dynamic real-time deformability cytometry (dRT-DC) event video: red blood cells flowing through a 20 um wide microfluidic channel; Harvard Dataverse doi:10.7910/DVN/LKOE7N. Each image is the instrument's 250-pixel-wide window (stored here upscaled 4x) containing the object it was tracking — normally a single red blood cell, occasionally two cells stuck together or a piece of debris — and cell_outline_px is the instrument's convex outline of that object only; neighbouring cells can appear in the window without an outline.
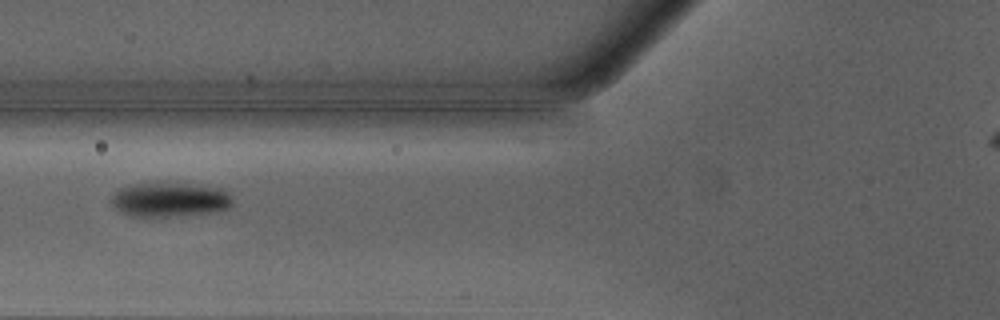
{"species": "Egyptian fruit bat (a non-hibernating species)", "species_latin": "Rousettus aegyptiacus", "temperature_condition": "warm", "stored_images_in_passage": 35, "camera_frame_rate_fps": 3000, "um_per_image_px": 0.085, "animal": {"sex": "male"}, "frame": {"image": 1, "passage_image": 10, "time_ms": 3.0, "image_size_px": [1000, 320], "cell_outline_px": [[232, 204], [228, 208], [216, 212], [172, 216], [128, 216], [120, 212], [112, 204], [112, 196], [120, 188], [128, 184], [152, 180], [172, 180], [200, 184], [224, 188], [228, 192], [232, 200]], "centroid_in_image_um": [14.44, 16.89], "position_along_channel_um": 111.4, "area_um2": 25.61}}
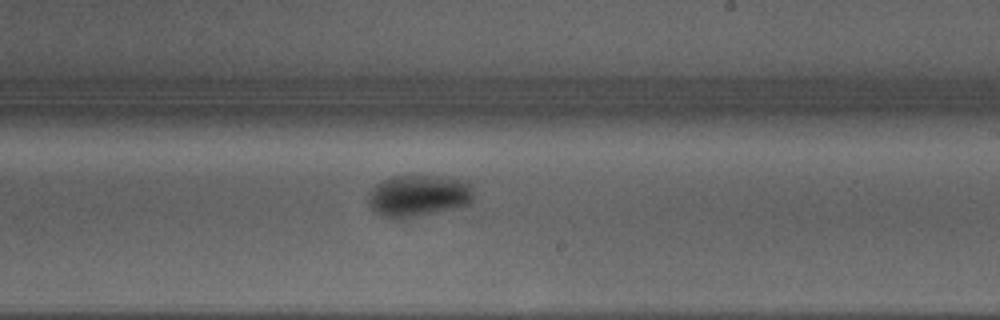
{"frame": {"image": 2, "passage_image": 20, "time_ms": 6.333, "image_size_px": [1000, 320], "cell_outline_px": [[472, 200], [468, 204], [420, 216], [400, 220], [392, 220], [380, 216], [368, 204], [368, 196], [376, 184], [392, 176], [436, 176], [468, 180], [472, 184]], "centroid_in_image_um": [35.55, 16.65], "position_along_channel_um": 253.5, "area_um2": 25.84}}
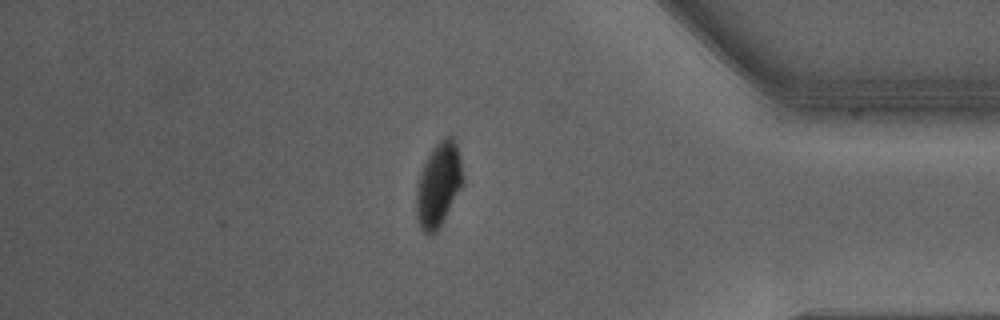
{"frame": {"image": 3, "passage_image": 32, "time_ms": 10.333, "image_size_px": [1000, 320], "cell_outline_px": [[464, 184], [436, 232], [432, 236], [424, 232], [420, 228], [416, 216], [416, 192], [420, 176], [424, 164], [432, 148], [444, 136], [452, 136], [456, 144], [460, 156], [464, 176]], "centroid_in_image_um": [37.29, 15.71], "position_along_channel_um": 397.9, "area_um2": 22.83}}